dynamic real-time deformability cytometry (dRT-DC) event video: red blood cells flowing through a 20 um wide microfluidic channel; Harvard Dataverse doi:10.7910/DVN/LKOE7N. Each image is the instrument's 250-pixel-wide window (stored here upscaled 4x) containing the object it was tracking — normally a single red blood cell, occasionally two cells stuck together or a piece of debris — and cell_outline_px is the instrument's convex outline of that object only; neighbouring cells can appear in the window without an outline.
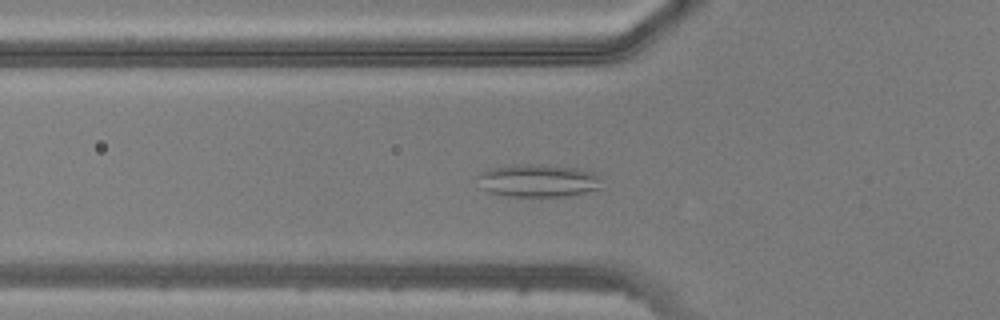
{"species": "common noctule bat (a hibernating species)", "species_latin": "Nyctalus noctula", "temperature_condition": "warm", "stored_images_in_passage": 48, "camera_frame_rate_fps": 3000, "um_per_image_px": 0.085, "animal": {"sex": "male", "body_mass_g": 20.5, "forearm_length_mm": 52.5}, "frame": {"image": 1, "passage_image": 16, "time_ms": 5.0, "image_size_px": [1000, 320], "cell_outline_px": [[604, 188], [588, 192], [568, 196], [504, 196], [488, 192], [484, 188], [476, 176], [480, 172], [496, 168], [516, 164], [524, 164], [576, 168], [596, 172], [604, 176]], "centroid_in_image_um": [45.88, 15.37], "position_along_channel_um": 79.9, "area_um2": 23.93}}
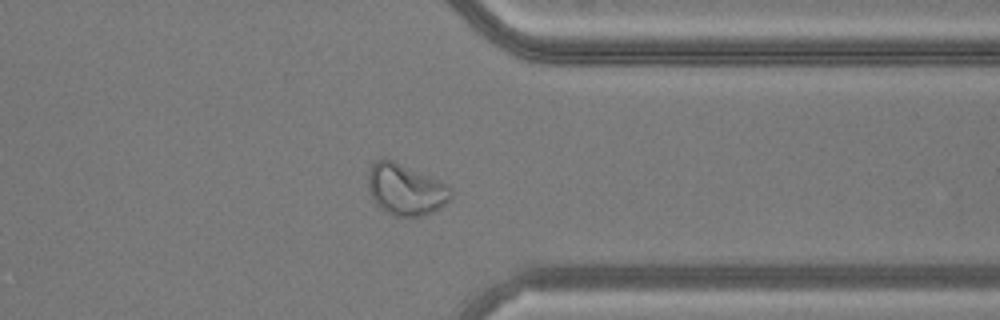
{"frame": {"image": 2, "passage_image": 37, "time_ms": 12.0, "image_size_px": [1000, 320], "cell_outline_px": [[452, 200], [440, 208], [432, 212], [420, 216], [392, 216], [380, 208], [376, 204], [368, 188], [368, 172], [372, 164], [376, 160], [392, 160], [448, 184], [452, 188]], "centroid_in_image_um": [34.51, 16.13], "position_along_channel_um": 376.9, "area_um2": 24.74}}
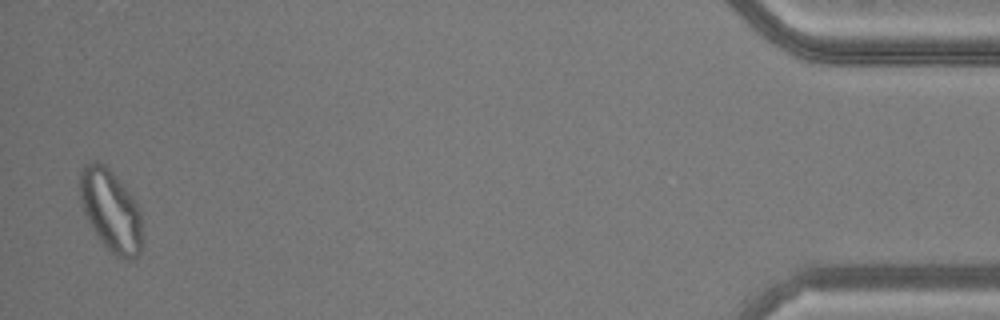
{"frame": {"image": 3, "passage_image": 46, "time_ms": 15.0, "image_size_px": [1000, 320], "cell_outline_px": [[144, 248], [132, 260], [128, 260], [116, 256], [96, 236], [80, 204], [80, 172], [84, 164], [92, 160], [96, 160], [104, 164], [112, 172], [132, 196], [140, 208]], "centroid_in_image_um": [9.44, 17.91], "position_along_channel_um": 425.8, "area_um2": 30.11}}